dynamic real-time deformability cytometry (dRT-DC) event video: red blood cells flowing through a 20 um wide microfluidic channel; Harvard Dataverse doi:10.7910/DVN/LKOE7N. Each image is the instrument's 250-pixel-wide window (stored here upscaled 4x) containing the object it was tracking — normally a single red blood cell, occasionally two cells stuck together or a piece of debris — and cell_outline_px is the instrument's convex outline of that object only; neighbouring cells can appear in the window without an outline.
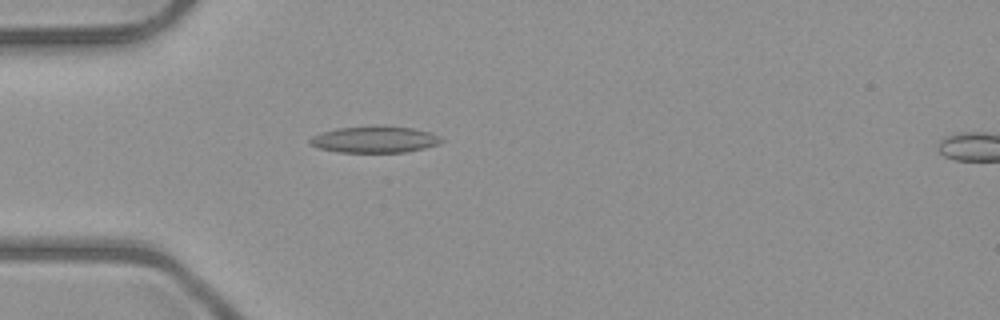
{"species": "common noctule bat (a hibernating species)", "species_latin": "Nyctalus noctula", "temperature_condition": "room temperature", "stored_images_in_passage": 47, "camera_frame_rate_fps": 3000, "um_per_image_px": 0.085, "animal": {"sex": "male", "body_mass_g": 23.1, "forearm_length_mm": 52.7}, "frame": {"image": 1, "passage_image": 11, "time_ms": 3.333, "image_size_px": [1000, 320], "cell_outline_px": [[444, 140], [436, 144], [424, 148], [404, 152], [336, 152], [316, 148], [308, 144], [308, 140], [312, 136], [336, 128], [372, 124], [412, 128], [432, 132], [440, 136]], "centroid_in_image_um": [31.8, 11.83], "position_along_channel_um": 53.2, "area_um2": 20.75}}
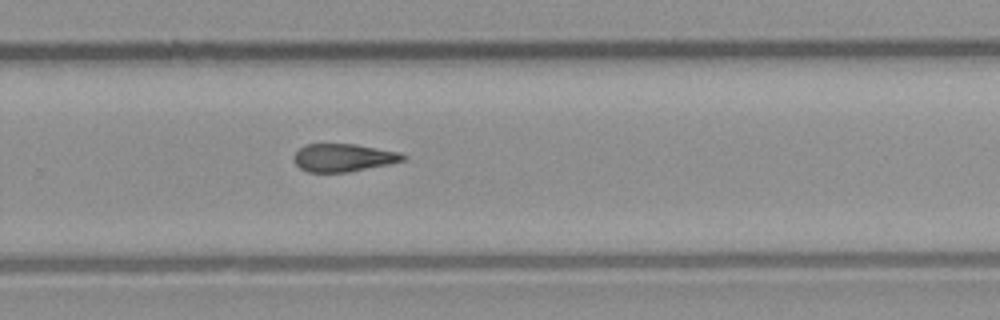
{"frame": {"image": 2, "passage_image": 30, "time_ms": 9.667, "image_size_px": [1000, 320], "cell_outline_px": [[408, 160], [348, 172], [308, 172], [300, 168], [292, 160], [292, 156], [304, 144], [356, 144], [400, 152], [408, 156]], "centroid_in_image_um": [29.2, 13.4], "position_along_channel_um": 300.6, "area_um2": 17.92}}
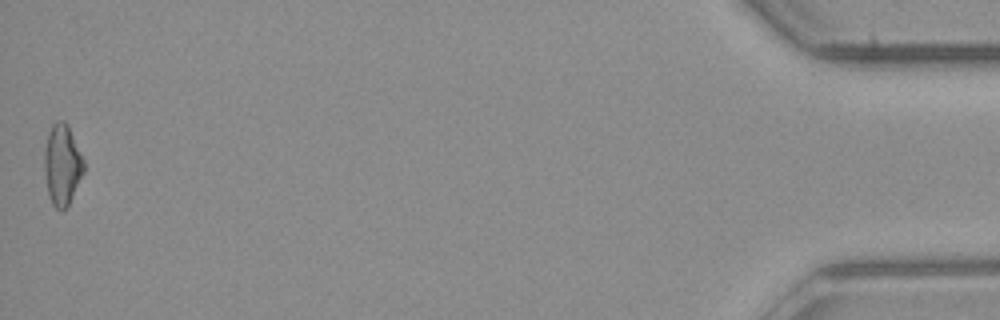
{"frame": {"image": 3, "passage_image": 47, "time_ms": 15.333, "image_size_px": [1000, 320], "cell_outline_px": [[84, 172], [68, 204], [64, 208], [56, 208], [52, 204], [48, 196], [44, 176], [44, 148], [48, 132], [52, 124], [56, 120], [64, 120], [68, 124], [84, 160]], "centroid_in_image_um": [5.26, 13.95], "position_along_channel_um": 429.9, "area_um2": 18.67}, "authors_computed_cell_mechanics": {"area_um2": 18.6116, "velocity_mm_per_s": 4.0434, "shape_relaxation_time_tau1_ms": null, "shape_relaxation_time_tau2_ms": 5.3545, "deformation_change_tau1": null, "deformation_change_tau2": 0.158}}